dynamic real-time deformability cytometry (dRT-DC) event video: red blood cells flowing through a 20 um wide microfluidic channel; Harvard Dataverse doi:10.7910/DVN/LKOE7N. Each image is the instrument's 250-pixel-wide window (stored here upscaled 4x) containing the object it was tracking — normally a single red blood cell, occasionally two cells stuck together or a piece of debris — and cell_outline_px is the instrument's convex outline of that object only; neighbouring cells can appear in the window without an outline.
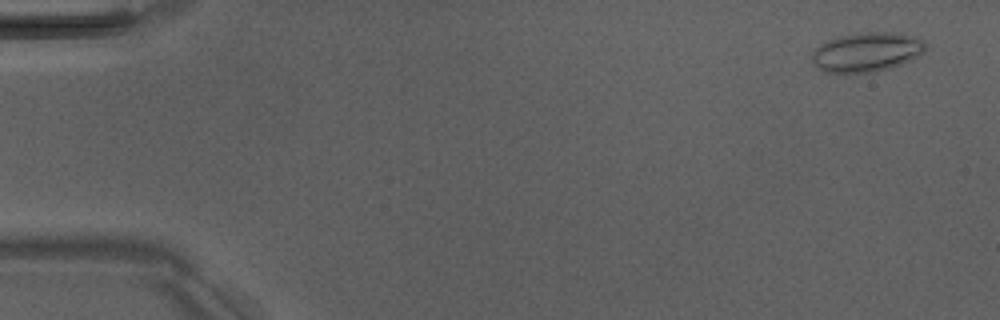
{"species": "Egyptian fruit bat (a non-hibernating species)", "species_latin": "Rousettus aegyptiacus", "temperature_condition": "room temperature", "stored_images_in_passage": 4, "camera_frame_rate_fps": 3000, "um_per_image_px": 0.085, "animal": {"sex": "male"}, "frame": {"image": 1, "passage_image": 1, "time_ms": 0.0, "image_size_px": [1000, 320], "cell_outline_px": [[924, 52], [900, 64], [876, 72], [824, 72], [816, 68], [812, 64], [812, 52], [820, 44], [828, 40], [840, 36], [856, 32], [896, 32], [924, 40]], "centroid_in_image_um": [73.61, 4.42], "position_along_channel_um": 11.4, "area_um2": 25.89}}